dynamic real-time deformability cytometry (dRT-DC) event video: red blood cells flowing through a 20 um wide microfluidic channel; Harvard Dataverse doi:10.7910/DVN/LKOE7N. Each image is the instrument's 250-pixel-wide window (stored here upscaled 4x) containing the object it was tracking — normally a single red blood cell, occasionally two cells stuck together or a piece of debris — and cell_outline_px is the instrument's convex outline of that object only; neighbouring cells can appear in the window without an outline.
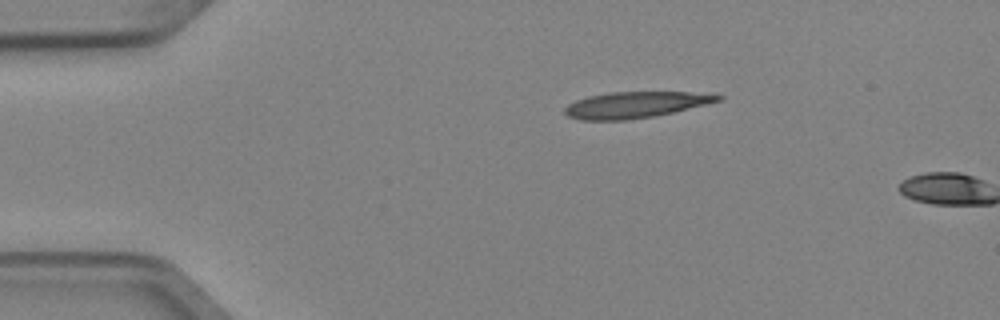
{"species": "Egyptian fruit bat (a non-hibernating species)", "species_latin": "Rousettus aegyptiacus", "temperature_condition": "cold", "stored_images_in_passage": 2, "camera_frame_rate_fps": 3000, "um_per_image_px": 0.085, "animal": {"sex": "female"}, "frame": {"image": 1, "passage_image": 1, "time_ms": 0.0, "image_size_px": [1000, 320], "cell_outline_px": [[724, 96], [720, 100], [672, 112], [652, 116], [624, 120], [580, 120], [568, 116], [564, 112], [564, 108], [568, 104], [576, 100], [588, 96], [608, 92], [688, 92]], "centroid_in_image_um": [53.91, 8.9], "position_along_channel_um": 31.1, "area_um2": 22.95}}